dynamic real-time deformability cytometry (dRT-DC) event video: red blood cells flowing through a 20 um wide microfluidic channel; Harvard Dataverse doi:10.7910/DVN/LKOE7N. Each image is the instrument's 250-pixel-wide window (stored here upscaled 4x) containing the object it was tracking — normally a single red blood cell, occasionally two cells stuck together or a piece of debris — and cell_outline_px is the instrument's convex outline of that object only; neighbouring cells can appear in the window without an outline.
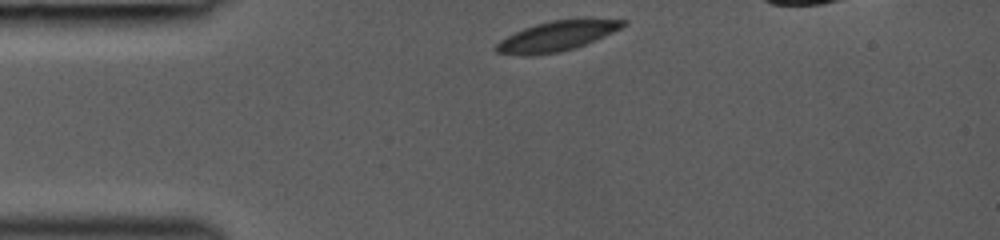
{"species": "common noctule bat (a hibernating species)", "species_latin": "Nyctalus noctula", "temperature_condition": "room temperature", "stored_images_in_passage": 5, "camera_frame_rate_fps": 3000, "um_per_image_px": 0.085, "animal": {"sex": "female", "body_mass_g": 19.0, "forearm_length_mm": 53.3}, "frame": {"image": 1, "passage_image": 1, "time_ms": 0.0, "image_size_px": [1000, 240], "cell_outline_px": [[628, 24], [604, 36], [584, 44], [572, 48], [556, 52], [532, 56], [524, 56], [496, 52], [496, 44], [500, 40], [524, 28], [536, 24], [552, 20], [628, 20]], "centroid_in_image_um": [47.28, 3.08], "position_along_channel_um": 37.7, "area_um2": 21.39}}
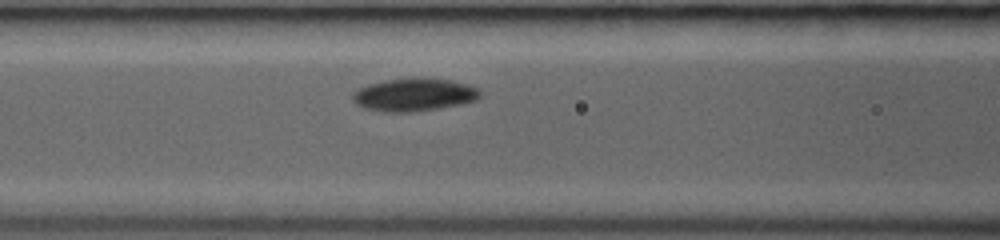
{"frame": {"image": 2, "passage_image": 5, "time_ms": 3.0, "image_size_px": [1000, 240], "cell_outline_px": [[480, 96], [476, 100], [460, 104], [416, 112], [384, 112], [364, 108], [356, 104], [352, 100], [352, 96], [360, 88], [368, 84], [384, 80], [412, 76], [420, 76], [448, 80], [468, 84], [476, 88], [480, 92]], "centroid_in_image_um": [35.18, 8.03], "position_along_channel_um": 131.4, "area_um2": 24.68}}